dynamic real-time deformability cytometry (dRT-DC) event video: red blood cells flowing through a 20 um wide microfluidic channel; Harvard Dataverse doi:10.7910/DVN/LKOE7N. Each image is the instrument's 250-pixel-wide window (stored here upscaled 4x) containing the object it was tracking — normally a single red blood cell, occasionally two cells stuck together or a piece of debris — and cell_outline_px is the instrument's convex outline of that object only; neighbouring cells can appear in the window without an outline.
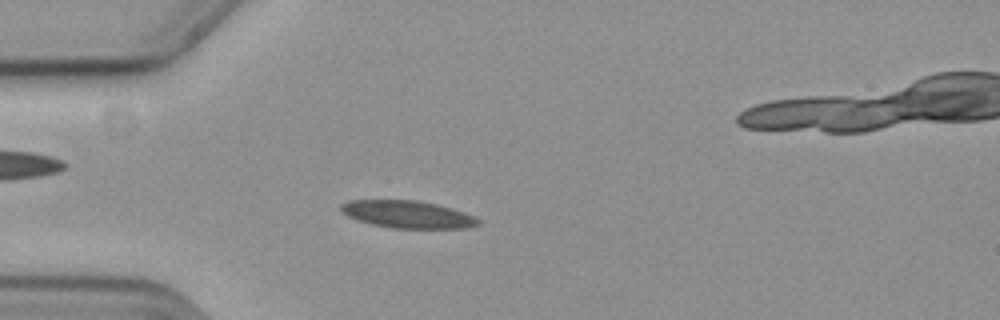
{"species": "common noctule bat (a hibernating species)", "species_latin": "Nyctalus noctula", "temperature_condition": "cold", "stored_images_in_passage": 59, "camera_frame_rate_fps": 3000, "um_per_image_px": 0.085, "animal": {"sex": "female", "body_mass_g": 19.3, "forearm_length_mm": 54.1}, "frame": {"image": 1, "passage_image": 17, "time_ms": 5.333, "image_size_px": [1000, 320], "cell_outline_px": [[480, 224], [468, 228], [392, 228], [372, 224], [356, 220], [340, 212], [340, 204], [348, 200], [416, 200], [436, 204], [452, 208], [464, 212], [480, 220]], "centroid_in_image_um": [34.61, 18.22], "position_along_channel_um": 50.4, "area_um2": 21.96}}
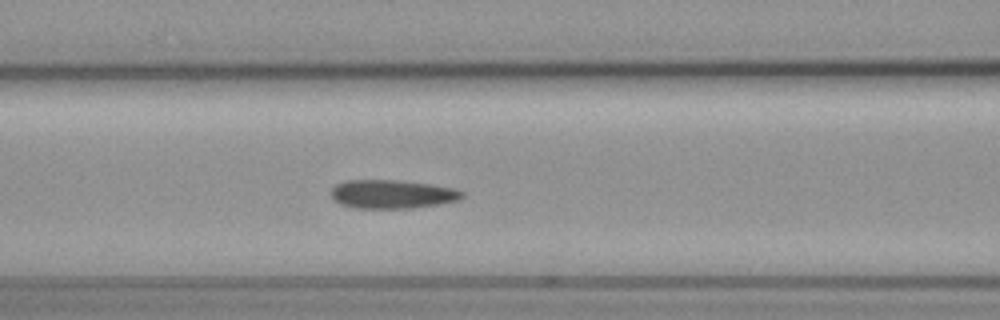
{"frame": {"image": 2, "passage_image": 25, "time_ms": 8.0, "image_size_px": [1000, 320], "cell_outline_px": [[464, 196], [460, 200], [440, 204], [412, 208], [356, 208], [340, 204], [332, 200], [328, 192], [336, 184], [344, 180], [396, 180], [428, 184], [456, 188], [464, 192]], "centroid_in_image_um": [33.3, 16.5], "position_along_channel_um": 133.3, "area_um2": 22.2}}
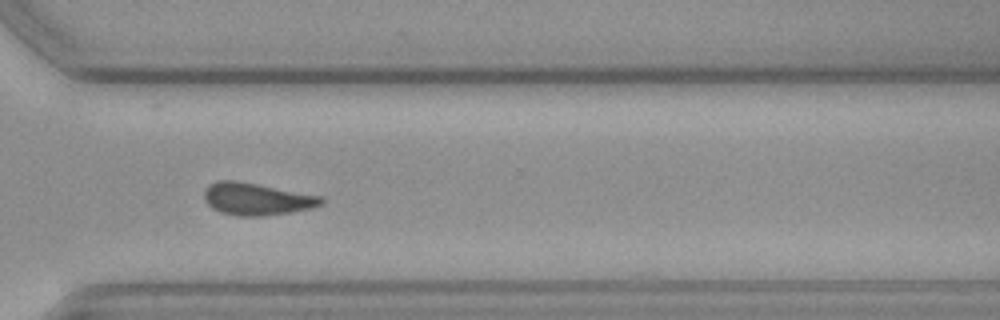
{"frame": {"image": 3, "passage_image": 43, "time_ms": 14.0, "image_size_px": [1000, 320], "cell_outline_px": [[324, 204], [312, 208], [292, 212], [264, 216], [236, 216], [220, 212], [212, 208], [204, 200], [204, 192], [208, 184], [216, 180], [236, 180], [320, 196], [324, 200]], "centroid_in_image_um": [21.78, 16.92], "position_along_channel_um": 348.8, "area_um2": 22.08}, "authors_computed_cell_mechanics": {"area_um2": 21.9062, "velocity_mm_per_s": 3.5999, "shape_relaxation_time_tau1_ms": null, "shape_relaxation_time_tau2_ms": 6.8106, "deformation_change_tau1": null, "deformation_change_tau2": 0.1394}}